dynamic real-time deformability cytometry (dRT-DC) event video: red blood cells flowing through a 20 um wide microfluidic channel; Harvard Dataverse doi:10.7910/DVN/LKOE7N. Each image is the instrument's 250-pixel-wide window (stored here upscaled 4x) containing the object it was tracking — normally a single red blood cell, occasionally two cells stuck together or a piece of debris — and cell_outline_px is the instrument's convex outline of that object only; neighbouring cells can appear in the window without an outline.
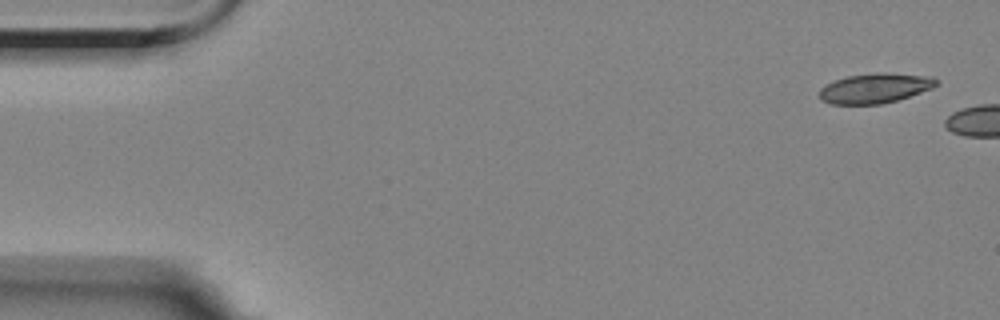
{"species": "Egyptian fruit bat (a non-hibernating species)", "species_latin": "Rousettus aegyptiacus", "temperature_condition": "room temperature", "stored_images_in_passage": 3, "camera_frame_rate_fps": 3000, "um_per_image_px": 0.085, "animal": {"sex": "female"}, "frame": {"image": 1, "passage_image": 1, "time_ms": 0.0, "image_size_px": [1000, 320], "cell_outline_px": [[940, 84], [932, 88], [896, 100], [880, 104], [832, 104], [820, 100], [820, 88], [824, 84], [848, 76], [876, 72], [884, 72], [932, 76]], "centroid_in_image_um": [74.37, 7.48], "position_along_channel_um": 10.6, "area_um2": 20.35}}